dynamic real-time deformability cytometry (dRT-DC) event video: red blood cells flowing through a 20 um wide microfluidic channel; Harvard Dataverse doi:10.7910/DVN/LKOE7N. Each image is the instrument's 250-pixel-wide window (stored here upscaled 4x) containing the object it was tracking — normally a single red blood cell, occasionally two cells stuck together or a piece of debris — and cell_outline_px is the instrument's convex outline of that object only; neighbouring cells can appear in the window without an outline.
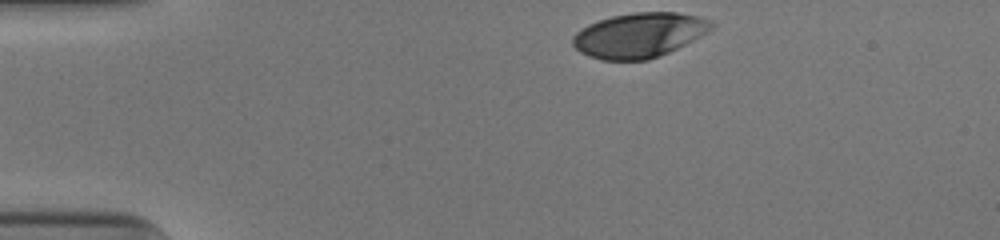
{"species": "human", "species_latin": "Homo sapiens", "temperature_condition": "cold", "stored_images_in_passage": 33, "camera_frame_rate_fps": 3000, "um_per_image_px": 0.085, "donor": {"sex": "male"}, "frame": {"image": 1, "passage_image": 1, "time_ms": 0.0, "image_size_px": [1000, 240], "cell_outline_px": [[716, 24], [708, 32], [668, 52], [648, 60], [600, 60], [588, 56], [580, 52], [572, 44], [572, 36], [580, 28], [588, 24], [612, 16], [632, 12], [676, 12], [700, 16], [712, 20]], "centroid_in_image_um": [54.32, 2.98], "position_along_channel_um": 30.7, "area_um2": 36.3}}
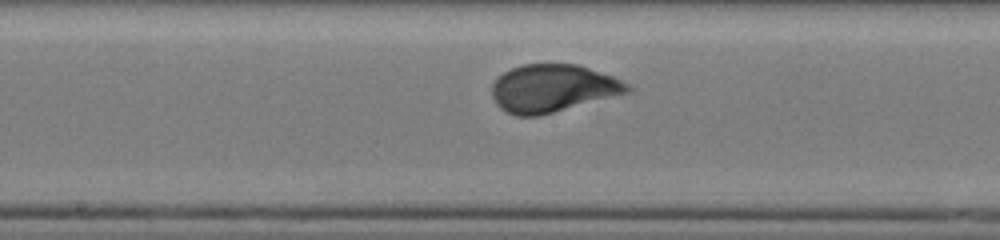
{"frame": {"image": 2, "passage_image": 19, "time_ms": 6.0, "image_size_px": [1000, 240], "cell_outline_px": [[632, 88], [628, 92], [540, 116], [516, 116], [500, 108], [496, 104], [492, 96], [492, 84], [496, 76], [512, 68], [524, 64], [576, 64], [612, 76], [628, 84]], "centroid_in_image_um": [46.93, 7.51], "position_along_channel_um": 201.3, "area_um2": 37.4}}
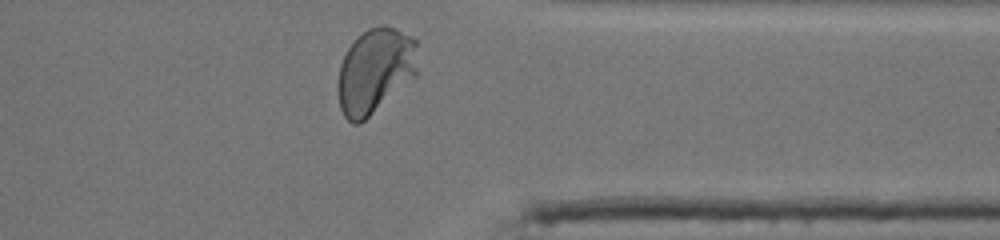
{"frame": {"image": 3, "passage_image": 33, "time_ms": 10.667, "image_size_px": [1000, 240], "cell_outline_px": [[416, 76], [360, 124], [352, 124], [344, 116], [340, 108], [340, 64], [348, 48], [368, 28], [380, 24], [384, 24], [396, 28], [416, 40]], "centroid_in_image_um": [31.9, 6.01], "position_along_channel_um": 379.5, "area_um2": 38.96}, "authors_computed_cell_mechanics": {"area_um2": 37.2232, "velocity_mm_per_s": 3.9227, "shape_relaxation_time_tau1_ms": 2.4856, "shape_relaxation_time_tau2_ms": null, "deformation_change_tau1": 0.1563, "deformation_change_tau2": null}}